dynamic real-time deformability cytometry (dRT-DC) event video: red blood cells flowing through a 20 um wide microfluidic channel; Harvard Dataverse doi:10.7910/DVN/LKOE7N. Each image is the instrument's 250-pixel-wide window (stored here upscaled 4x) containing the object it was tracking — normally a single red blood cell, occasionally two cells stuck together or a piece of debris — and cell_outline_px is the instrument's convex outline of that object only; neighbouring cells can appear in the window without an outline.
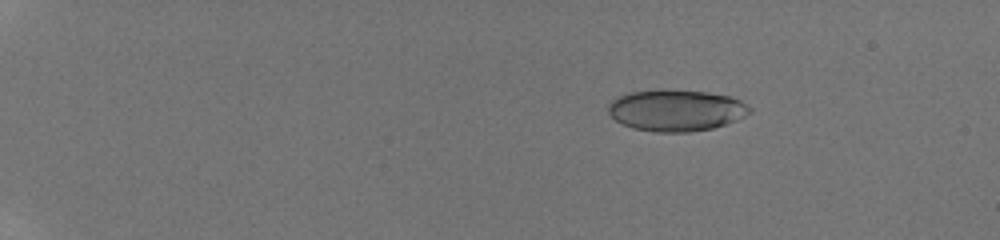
{"species": "human", "species_latin": "Homo sapiens", "temperature_condition": "room temperature", "stored_images_in_passage": 44, "camera_frame_rate_fps": 3000, "um_per_image_px": 0.085, "donor": {"sex": "male"}, "frame": {"image": 1, "passage_image": 1, "time_ms": 0.0, "image_size_px": [1000, 240], "cell_outline_px": [[752, 112], [736, 120], [712, 128], [688, 132], [656, 132], [632, 128], [616, 120], [608, 112], [608, 104], [616, 96], [628, 92], [660, 88], [668, 88], [708, 92], [728, 96], [740, 100], [752, 108]], "centroid_in_image_um": [57.44, 9.35], "position_along_channel_um": 27.6, "area_um2": 34.62}}
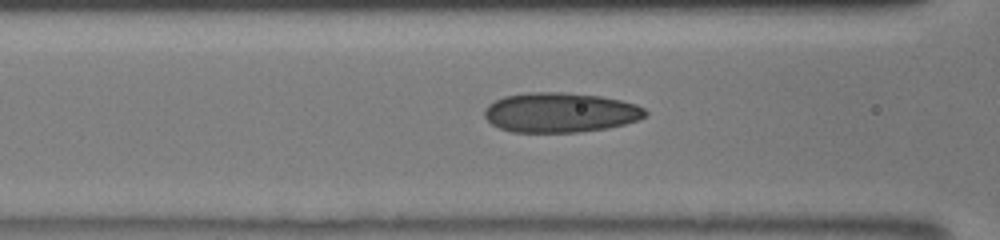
{"frame": {"image": 2, "passage_image": 17, "time_ms": 5.333, "image_size_px": [1000, 240], "cell_outline_px": [[648, 116], [624, 124], [608, 128], [576, 132], [512, 132], [500, 128], [492, 124], [484, 116], [484, 108], [488, 104], [504, 96], [528, 92], [564, 92], [600, 96], [620, 100], [636, 104], [644, 108], [648, 112]], "centroid_in_image_um": [47.62, 9.56], "position_along_channel_um": 119.0, "area_um2": 37.4}}
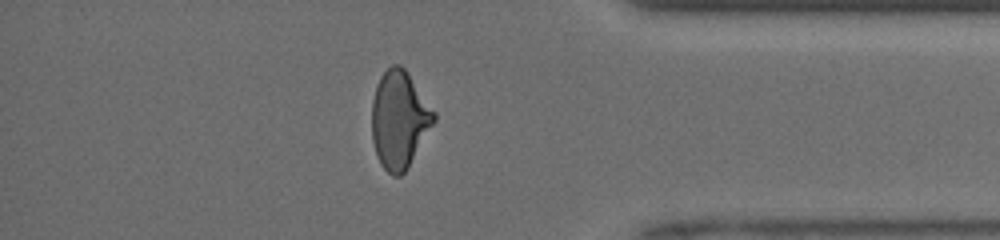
{"frame": {"image": 3, "passage_image": 38, "time_ms": 12.333, "image_size_px": [1000, 240], "cell_outline_px": [[436, 120], [408, 168], [400, 176], [392, 176], [380, 164], [372, 140], [372, 100], [376, 84], [380, 76], [392, 64], [400, 64], [408, 72], [436, 112]], "centroid_in_image_um": [33.95, 10.15], "position_along_channel_um": 401.3, "area_um2": 35.49}, "authors_computed_cell_mechanics": {"area_um2": 35.0846, "velocity_mm_per_s": 4.2254, "shape_relaxation_time_tau1_ms": 11.1254, "shape_relaxation_time_tau2_ms": 0.9996, "deformation_change_tau1": 0.263, "deformation_change_tau2": 0.0862}}